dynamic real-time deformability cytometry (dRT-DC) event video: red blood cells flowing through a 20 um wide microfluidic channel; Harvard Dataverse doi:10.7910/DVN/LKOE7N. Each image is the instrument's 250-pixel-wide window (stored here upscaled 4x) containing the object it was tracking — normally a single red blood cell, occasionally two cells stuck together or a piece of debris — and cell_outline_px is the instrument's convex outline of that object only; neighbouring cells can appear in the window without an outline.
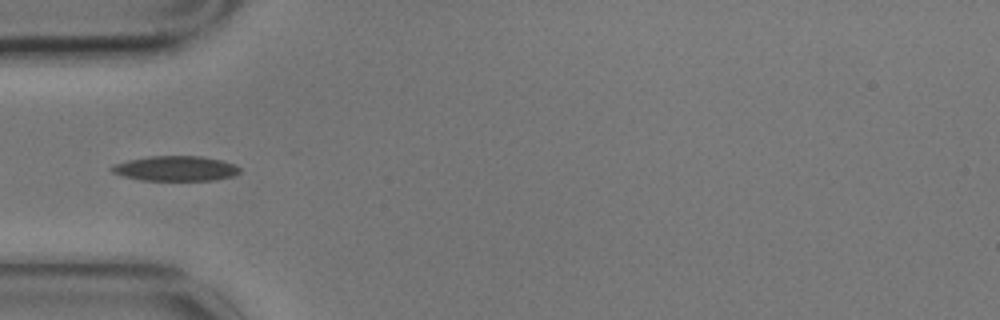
{"species": "common noctule bat (a hibernating species)", "species_latin": "Nyctalus noctula", "temperature_condition": "cold", "stored_images_in_passage": 13, "camera_frame_rate_fps": 3000, "um_per_image_px": 0.085, "animal": {"sex": "male", "body_mass_g": 17.9}, "frame": {"image": 1, "passage_image": 3, "time_ms": 0.667, "image_size_px": [1000, 320], "cell_outline_px": [[240, 172], [232, 176], [212, 180], [144, 180], [124, 176], [112, 172], [108, 168], [112, 164], [128, 160], [148, 156], [200, 156], [220, 160], [236, 164], [240, 168]], "centroid_in_image_um": [14.9, 14.31], "position_along_channel_um": 70.1, "area_um2": 18.61}}
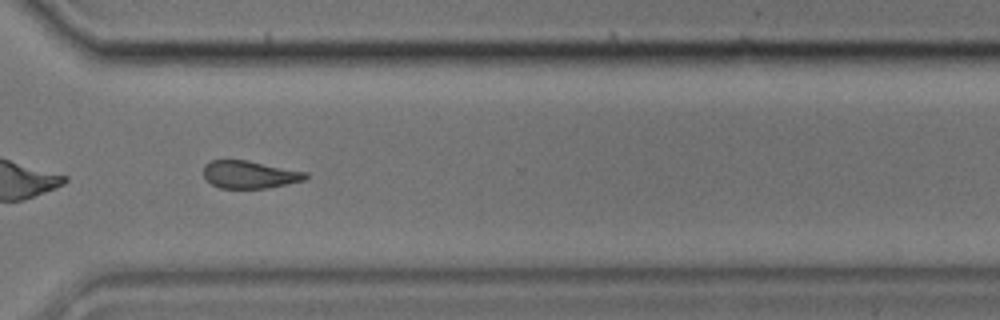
{"frame": {"image": 2, "passage_image": 10, "time_ms": 3.0, "image_size_px": [1000, 320], "cell_outline_px": [[308, 176], [304, 180], [268, 188], [220, 188], [212, 184], [204, 176], [204, 164], [212, 160], [248, 160], [308, 172]], "centroid_in_image_um": [21.23, 14.83], "position_along_channel_um": 349.4, "area_um2": 16.42}}